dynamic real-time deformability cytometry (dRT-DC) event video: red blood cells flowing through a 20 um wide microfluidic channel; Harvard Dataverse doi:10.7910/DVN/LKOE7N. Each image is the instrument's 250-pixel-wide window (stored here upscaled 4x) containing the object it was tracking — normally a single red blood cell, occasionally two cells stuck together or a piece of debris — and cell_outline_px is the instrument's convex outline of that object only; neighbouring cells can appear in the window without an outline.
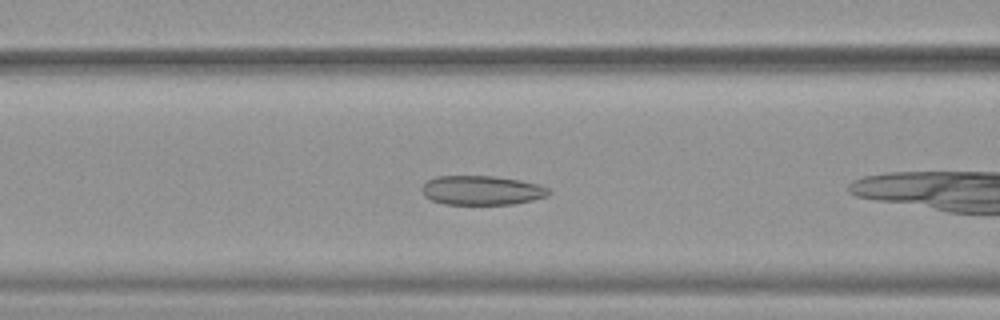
{"species": "common noctule bat (a hibernating species)", "species_latin": "Nyctalus noctula", "temperature_condition": "warm", "stored_images_in_passage": 24, "camera_frame_rate_fps": 3000, "um_per_image_px": 0.085, "animal": {"sex": "female", "body_mass_g": 19.9}, "frame": {"image": 1, "passage_image": 6, "time_ms": 1.667, "image_size_px": [1000, 320], "cell_outline_px": [[552, 192], [548, 196], [516, 204], [444, 204], [432, 200], [424, 196], [420, 188], [428, 180], [436, 176], [496, 176], [520, 180], [536, 184], [548, 188]], "centroid_in_image_um": [40.95, 16.18], "position_along_channel_um": 125.7, "area_um2": 21.73}}
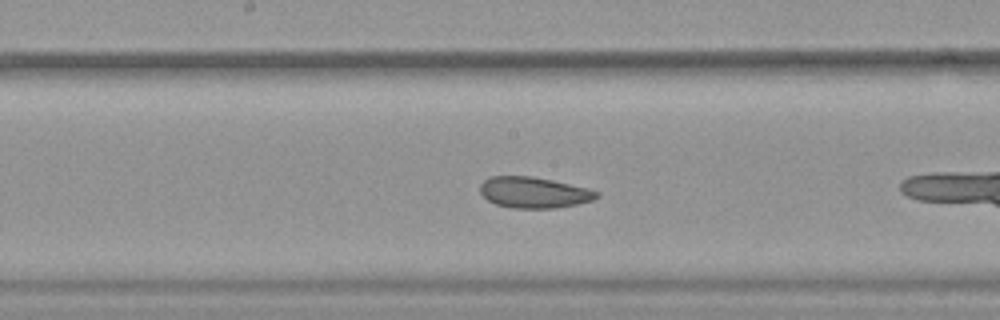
{"frame": {"image": 2, "passage_image": 12, "time_ms": 3.667, "image_size_px": [1000, 320], "cell_outline_px": [[600, 196], [592, 200], [576, 204], [556, 208], [512, 208], [496, 204], [488, 200], [480, 192], [480, 184], [488, 176], [532, 176], [552, 180], [588, 188], [600, 192]], "centroid_in_image_um": [45.38, 16.35], "position_along_channel_um": 202.8, "area_um2": 21.1}}
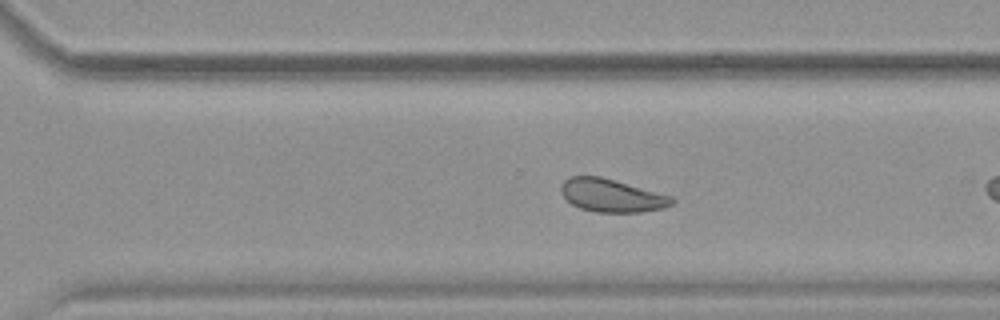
{"frame": {"image": 3, "passage_image": 21, "time_ms": 6.667, "image_size_px": [1000, 320], "cell_outline_px": [[676, 200], [672, 204], [664, 208], [640, 212], [596, 212], [580, 208], [572, 204], [560, 192], [560, 184], [568, 176], [600, 176], [672, 196]], "centroid_in_image_um": [51.97, 16.61], "position_along_channel_um": 318.6, "area_um2": 21.33}}